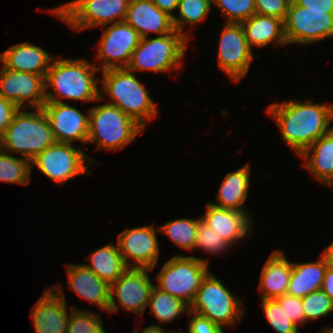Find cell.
Wrapping results in <instances>:
<instances>
[{
  "instance_id": "6da1fadb",
  "label": "cell",
  "mask_w": 333,
  "mask_h": 333,
  "mask_svg": "<svg viewBox=\"0 0 333 333\" xmlns=\"http://www.w3.org/2000/svg\"><path fill=\"white\" fill-rule=\"evenodd\" d=\"M267 114L275 120L282 139L298 156L333 127V104H316L310 99L272 103Z\"/></svg>"
},
{
  "instance_id": "7a4b0ae2",
  "label": "cell",
  "mask_w": 333,
  "mask_h": 333,
  "mask_svg": "<svg viewBox=\"0 0 333 333\" xmlns=\"http://www.w3.org/2000/svg\"><path fill=\"white\" fill-rule=\"evenodd\" d=\"M55 59L45 76L46 102L63 103V99L82 103L101 101L98 87L100 79L96 76L100 70L96 64H91L85 58Z\"/></svg>"
},
{
  "instance_id": "3957f363",
  "label": "cell",
  "mask_w": 333,
  "mask_h": 333,
  "mask_svg": "<svg viewBox=\"0 0 333 333\" xmlns=\"http://www.w3.org/2000/svg\"><path fill=\"white\" fill-rule=\"evenodd\" d=\"M102 79L100 100L108 96V104L118 107L122 112L134 119L144 129L158 113L157 107L149 91L136 74L127 68L101 71Z\"/></svg>"
},
{
  "instance_id": "277c9868",
  "label": "cell",
  "mask_w": 333,
  "mask_h": 333,
  "mask_svg": "<svg viewBox=\"0 0 333 333\" xmlns=\"http://www.w3.org/2000/svg\"><path fill=\"white\" fill-rule=\"evenodd\" d=\"M20 108L0 138V148L31 161L56 143L48 118L42 108Z\"/></svg>"
},
{
  "instance_id": "5b68a950",
  "label": "cell",
  "mask_w": 333,
  "mask_h": 333,
  "mask_svg": "<svg viewBox=\"0 0 333 333\" xmlns=\"http://www.w3.org/2000/svg\"><path fill=\"white\" fill-rule=\"evenodd\" d=\"M144 128L118 107L108 103L89 109L88 143L96 150H119L130 144Z\"/></svg>"
},
{
  "instance_id": "8992f818",
  "label": "cell",
  "mask_w": 333,
  "mask_h": 333,
  "mask_svg": "<svg viewBox=\"0 0 333 333\" xmlns=\"http://www.w3.org/2000/svg\"><path fill=\"white\" fill-rule=\"evenodd\" d=\"M188 42L177 30L155 38H141L127 69L130 72L164 73L174 69L181 72Z\"/></svg>"
},
{
  "instance_id": "52a82bcc",
  "label": "cell",
  "mask_w": 333,
  "mask_h": 333,
  "mask_svg": "<svg viewBox=\"0 0 333 333\" xmlns=\"http://www.w3.org/2000/svg\"><path fill=\"white\" fill-rule=\"evenodd\" d=\"M190 311L209 318L222 328H234L243 319L245 305L209 271L190 305Z\"/></svg>"
},
{
  "instance_id": "ba28073f",
  "label": "cell",
  "mask_w": 333,
  "mask_h": 333,
  "mask_svg": "<svg viewBox=\"0 0 333 333\" xmlns=\"http://www.w3.org/2000/svg\"><path fill=\"white\" fill-rule=\"evenodd\" d=\"M128 7L127 0H72L49 12L72 30L84 31L124 21Z\"/></svg>"
},
{
  "instance_id": "9c48e42d",
  "label": "cell",
  "mask_w": 333,
  "mask_h": 333,
  "mask_svg": "<svg viewBox=\"0 0 333 333\" xmlns=\"http://www.w3.org/2000/svg\"><path fill=\"white\" fill-rule=\"evenodd\" d=\"M208 264V258L177 254L165 262L155 277L156 286L190 306L209 272Z\"/></svg>"
},
{
  "instance_id": "30bf717a",
  "label": "cell",
  "mask_w": 333,
  "mask_h": 333,
  "mask_svg": "<svg viewBox=\"0 0 333 333\" xmlns=\"http://www.w3.org/2000/svg\"><path fill=\"white\" fill-rule=\"evenodd\" d=\"M93 161L82 146L56 142L31 160V168L36 165L45 176L61 185L78 175L92 174L88 168Z\"/></svg>"
},
{
  "instance_id": "8fae6325",
  "label": "cell",
  "mask_w": 333,
  "mask_h": 333,
  "mask_svg": "<svg viewBox=\"0 0 333 333\" xmlns=\"http://www.w3.org/2000/svg\"><path fill=\"white\" fill-rule=\"evenodd\" d=\"M284 32L288 45H311L333 38V14L307 10L291 0L284 20Z\"/></svg>"
},
{
  "instance_id": "7c38bea8",
  "label": "cell",
  "mask_w": 333,
  "mask_h": 333,
  "mask_svg": "<svg viewBox=\"0 0 333 333\" xmlns=\"http://www.w3.org/2000/svg\"><path fill=\"white\" fill-rule=\"evenodd\" d=\"M150 271L152 269L128 268L115 282L110 284L109 314L119 312V307H121L140 316L144 315L150 293L155 285L148 276Z\"/></svg>"
},
{
  "instance_id": "4fadbf2b",
  "label": "cell",
  "mask_w": 333,
  "mask_h": 333,
  "mask_svg": "<svg viewBox=\"0 0 333 333\" xmlns=\"http://www.w3.org/2000/svg\"><path fill=\"white\" fill-rule=\"evenodd\" d=\"M102 33L98 41L96 59L101 71L108 69L127 68L133 51L138 46L141 37L138 32L125 21L110 24Z\"/></svg>"
},
{
  "instance_id": "5bb4252c",
  "label": "cell",
  "mask_w": 333,
  "mask_h": 333,
  "mask_svg": "<svg viewBox=\"0 0 333 333\" xmlns=\"http://www.w3.org/2000/svg\"><path fill=\"white\" fill-rule=\"evenodd\" d=\"M221 30L218 48V66L233 82L249 72L254 60L241 23H225Z\"/></svg>"
},
{
  "instance_id": "9a60e30c",
  "label": "cell",
  "mask_w": 333,
  "mask_h": 333,
  "mask_svg": "<svg viewBox=\"0 0 333 333\" xmlns=\"http://www.w3.org/2000/svg\"><path fill=\"white\" fill-rule=\"evenodd\" d=\"M157 230L159 227L146 225L119 233L117 244L128 268H155L160 253Z\"/></svg>"
},
{
  "instance_id": "2e32d148",
  "label": "cell",
  "mask_w": 333,
  "mask_h": 333,
  "mask_svg": "<svg viewBox=\"0 0 333 333\" xmlns=\"http://www.w3.org/2000/svg\"><path fill=\"white\" fill-rule=\"evenodd\" d=\"M0 95L20 108H42L46 102L45 76L9 70H0Z\"/></svg>"
},
{
  "instance_id": "e0dca14e",
  "label": "cell",
  "mask_w": 333,
  "mask_h": 333,
  "mask_svg": "<svg viewBox=\"0 0 333 333\" xmlns=\"http://www.w3.org/2000/svg\"><path fill=\"white\" fill-rule=\"evenodd\" d=\"M42 110L48 118L56 142L74 144L80 141L83 145L87 144L89 110L84 114L65 102H45Z\"/></svg>"
},
{
  "instance_id": "ac0fdd59",
  "label": "cell",
  "mask_w": 333,
  "mask_h": 333,
  "mask_svg": "<svg viewBox=\"0 0 333 333\" xmlns=\"http://www.w3.org/2000/svg\"><path fill=\"white\" fill-rule=\"evenodd\" d=\"M61 284L46 288L37 303L31 307L36 333H66L69 309Z\"/></svg>"
},
{
  "instance_id": "d6986e66",
  "label": "cell",
  "mask_w": 333,
  "mask_h": 333,
  "mask_svg": "<svg viewBox=\"0 0 333 333\" xmlns=\"http://www.w3.org/2000/svg\"><path fill=\"white\" fill-rule=\"evenodd\" d=\"M201 219L232 247L244 242L253 231L254 221L249 212L224 209L207 203ZM248 235V237H247Z\"/></svg>"
},
{
  "instance_id": "ffe728a7",
  "label": "cell",
  "mask_w": 333,
  "mask_h": 333,
  "mask_svg": "<svg viewBox=\"0 0 333 333\" xmlns=\"http://www.w3.org/2000/svg\"><path fill=\"white\" fill-rule=\"evenodd\" d=\"M124 21L132 26L141 38L149 37L150 33L162 36L175 30L172 17L160 11L152 0H138L129 3Z\"/></svg>"
},
{
  "instance_id": "44dd1931",
  "label": "cell",
  "mask_w": 333,
  "mask_h": 333,
  "mask_svg": "<svg viewBox=\"0 0 333 333\" xmlns=\"http://www.w3.org/2000/svg\"><path fill=\"white\" fill-rule=\"evenodd\" d=\"M68 288L83 299L108 312L110 284L83 264H67Z\"/></svg>"
},
{
  "instance_id": "7402d4cb",
  "label": "cell",
  "mask_w": 333,
  "mask_h": 333,
  "mask_svg": "<svg viewBox=\"0 0 333 333\" xmlns=\"http://www.w3.org/2000/svg\"><path fill=\"white\" fill-rule=\"evenodd\" d=\"M53 57L39 45L23 42L0 54L1 64L9 69L46 76Z\"/></svg>"
},
{
  "instance_id": "603a6c76",
  "label": "cell",
  "mask_w": 333,
  "mask_h": 333,
  "mask_svg": "<svg viewBox=\"0 0 333 333\" xmlns=\"http://www.w3.org/2000/svg\"><path fill=\"white\" fill-rule=\"evenodd\" d=\"M292 262L281 250H273L261 270L259 292L261 300L275 299L287 293Z\"/></svg>"
},
{
  "instance_id": "cb8c5ba5",
  "label": "cell",
  "mask_w": 333,
  "mask_h": 333,
  "mask_svg": "<svg viewBox=\"0 0 333 333\" xmlns=\"http://www.w3.org/2000/svg\"><path fill=\"white\" fill-rule=\"evenodd\" d=\"M304 169L309 171L315 181L333 187V128L300 155Z\"/></svg>"
},
{
  "instance_id": "d4e9b609",
  "label": "cell",
  "mask_w": 333,
  "mask_h": 333,
  "mask_svg": "<svg viewBox=\"0 0 333 333\" xmlns=\"http://www.w3.org/2000/svg\"><path fill=\"white\" fill-rule=\"evenodd\" d=\"M250 176L249 162L235 171L228 172L217 192V201L211 204L224 209L248 212L244 205L251 185Z\"/></svg>"
},
{
  "instance_id": "484cf974",
  "label": "cell",
  "mask_w": 333,
  "mask_h": 333,
  "mask_svg": "<svg viewBox=\"0 0 333 333\" xmlns=\"http://www.w3.org/2000/svg\"><path fill=\"white\" fill-rule=\"evenodd\" d=\"M248 46L263 48L273 45L285 46L287 40L284 32V21L278 17L254 14L242 23Z\"/></svg>"
},
{
  "instance_id": "4316f807",
  "label": "cell",
  "mask_w": 333,
  "mask_h": 333,
  "mask_svg": "<svg viewBox=\"0 0 333 333\" xmlns=\"http://www.w3.org/2000/svg\"><path fill=\"white\" fill-rule=\"evenodd\" d=\"M326 270L327 264L321 254L319 260L314 262H292L287 294L304 298L315 290L321 289Z\"/></svg>"
},
{
  "instance_id": "83f0119b",
  "label": "cell",
  "mask_w": 333,
  "mask_h": 333,
  "mask_svg": "<svg viewBox=\"0 0 333 333\" xmlns=\"http://www.w3.org/2000/svg\"><path fill=\"white\" fill-rule=\"evenodd\" d=\"M87 259L89 264L83 265L109 284L115 282L128 269L117 243L110 242L92 251Z\"/></svg>"
},
{
  "instance_id": "f1b7e54d",
  "label": "cell",
  "mask_w": 333,
  "mask_h": 333,
  "mask_svg": "<svg viewBox=\"0 0 333 333\" xmlns=\"http://www.w3.org/2000/svg\"><path fill=\"white\" fill-rule=\"evenodd\" d=\"M148 307L151 309L150 314L159 324L174 321L184 312L187 314L190 311V306L186 302L160 290L156 285L150 293Z\"/></svg>"
},
{
  "instance_id": "f546056e",
  "label": "cell",
  "mask_w": 333,
  "mask_h": 333,
  "mask_svg": "<svg viewBox=\"0 0 333 333\" xmlns=\"http://www.w3.org/2000/svg\"><path fill=\"white\" fill-rule=\"evenodd\" d=\"M212 0H180L177 6L178 16L172 17V23L175 30L190 40L185 31V26L193 28L198 23L204 21L211 10ZM206 17V18H205Z\"/></svg>"
},
{
  "instance_id": "4dcf8cb0",
  "label": "cell",
  "mask_w": 333,
  "mask_h": 333,
  "mask_svg": "<svg viewBox=\"0 0 333 333\" xmlns=\"http://www.w3.org/2000/svg\"><path fill=\"white\" fill-rule=\"evenodd\" d=\"M31 161L0 148V182L27 185L31 182Z\"/></svg>"
},
{
  "instance_id": "1f68e13d",
  "label": "cell",
  "mask_w": 333,
  "mask_h": 333,
  "mask_svg": "<svg viewBox=\"0 0 333 333\" xmlns=\"http://www.w3.org/2000/svg\"><path fill=\"white\" fill-rule=\"evenodd\" d=\"M167 235L178 247L194 251L197 234V219L179 218L160 225L159 231Z\"/></svg>"
},
{
  "instance_id": "d6a6232c",
  "label": "cell",
  "mask_w": 333,
  "mask_h": 333,
  "mask_svg": "<svg viewBox=\"0 0 333 333\" xmlns=\"http://www.w3.org/2000/svg\"><path fill=\"white\" fill-rule=\"evenodd\" d=\"M66 333H106L100 315L71 306Z\"/></svg>"
},
{
  "instance_id": "836d02e7",
  "label": "cell",
  "mask_w": 333,
  "mask_h": 333,
  "mask_svg": "<svg viewBox=\"0 0 333 333\" xmlns=\"http://www.w3.org/2000/svg\"><path fill=\"white\" fill-rule=\"evenodd\" d=\"M231 246L218 235L216 231L211 229L203 219H197V234L194 251L203 250L210 255L224 254Z\"/></svg>"
},
{
  "instance_id": "e575fe53",
  "label": "cell",
  "mask_w": 333,
  "mask_h": 333,
  "mask_svg": "<svg viewBox=\"0 0 333 333\" xmlns=\"http://www.w3.org/2000/svg\"><path fill=\"white\" fill-rule=\"evenodd\" d=\"M220 9L226 23H242L256 14L254 0H212Z\"/></svg>"
},
{
  "instance_id": "d590c367",
  "label": "cell",
  "mask_w": 333,
  "mask_h": 333,
  "mask_svg": "<svg viewBox=\"0 0 333 333\" xmlns=\"http://www.w3.org/2000/svg\"><path fill=\"white\" fill-rule=\"evenodd\" d=\"M302 308L307 322L328 316L333 311V302L322 290H315L302 298Z\"/></svg>"
},
{
  "instance_id": "8d00e7d4",
  "label": "cell",
  "mask_w": 333,
  "mask_h": 333,
  "mask_svg": "<svg viewBox=\"0 0 333 333\" xmlns=\"http://www.w3.org/2000/svg\"><path fill=\"white\" fill-rule=\"evenodd\" d=\"M265 318L277 333H299L298 327L289 319L275 299L260 300Z\"/></svg>"
},
{
  "instance_id": "74e56055",
  "label": "cell",
  "mask_w": 333,
  "mask_h": 333,
  "mask_svg": "<svg viewBox=\"0 0 333 333\" xmlns=\"http://www.w3.org/2000/svg\"><path fill=\"white\" fill-rule=\"evenodd\" d=\"M275 300L280 304L286 315L297 327H301L307 323L302 308V298L286 293L275 298Z\"/></svg>"
},
{
  "instance_id": "f35d334b",
  "label": "cell",
  "mask_w": 333,
  "mask_h": 333,
  "mask_svg": "<svg viewBox=\"0 0 333 333\" xmlns=\"http://www.w3.org/2000/svg\"><path fill=\"white\" fill-rule=\"evenodd\" d=\"M291 0H254L256 13L285 20Z\"/></svg>"
},
{
  "instance_id": "ab89813d",
  "label": "cell",
  "mask_w": 333,
  "mask_h": 333,
  "mask_svg": "<svg viewBox=\"0 0 333 333\" xmlns=\"http://www.w3.org/2000/svg\"><path fill=\"white\" fill-rule=\"evenodd\" d=\"M187 315L189 317L187 333H225L224 328L212 322L209 318L192 311H189Z\"/></svg>"
},
{
  "instance_id": "60d3db41",
  "label": "cell",
  "mask_w": 333,
  "mask_h": 333,
  "mask_svg": "<svg viewBox=\"0 0 333 333\" xmlns=\"http://www.w3.org/2000/svg\"><path fill=\"white\" fill-rule=\"evenodd\" d=\"M20 107L0 95V138L11 124Z\"/></svg>"
},
{
  "instance_id": "b9f144b4",
  "label": "cell",
  "mask_w": 333,
  "mask_h": 333,
  "mask_svg": "<svg viewBox=\"0 0 333 333\" xmlns=\"http://www.w3.org/2000/svg\"><path fill=\"white\" fill-rule=\"evenodd\" d=\"M296 5L307 8V10L326 11L333 14V0H292Z\"/></svg>"
},
{
  "instance_id": "7bdbcfd3",
  "label": "cell",
  "mask_w": 333,
  "mask_h": 333,
  "mask_svg": "<svg viewBox=\"0 0 333 333\" xmlns=\"http://www.w3.org/2000/svg\"><path fill=\"white\" fill-rule=\"evenodd\" d=\"M180 0H152L154 5L160 10L173 17V11L177 10Z\"/></svg>"
},
{
  "instance_id": "ee69618b",
  "label": "cell",
  "mask_w": 333,
  "mask_h": 333,
  "mask_svg": "<svg viewBox=\"0 0 333 333\" xmlns=\"http://www.w3.org/2000/svg\"><path fill=\"white\" fill-rule=\"evenodd\" d=\"M321 289L330 297L333 302V269L327 267Z\"/></svg>"
},
{
  "instance_id": "f6af8a7d",
  "label": "cell",
  "mask_w": 333,
  "mask_h": 333,
  "mask_svg": "<svg viewBox=\"0 0 333 333\" xmlns=\"http://www.w3.org/2000/svg\"><path fill=\"white\" fill-rule=\"evenodd\" d=\"M321 255L324 257L327 267L333 269V241L325 248Z\"/></svg>"
},
{
  "instance_id": "bcb514c9",
  "label": "cell",
  "mask_w": 333,
  "mask_h": 333,
  "mask_svg": "<svg viewBox=\"0 0 333 333\" xmlns=\"http://www.w3.org/2000/svg\"><path fill=\"white\" fill-rule=\"evenodd\" d=\"M132 333H139V330L137 329L133 330ZM141 333H169V332H166L165 329H163L161 326L153 324L151 326L144 327ZM170 333L172 332L170 331Z\"/></svg>"
},
{
  "instance_id": "7dc6e473",
  "label": "cell",
  "mask_w": 333,
  "mask_h": 333,
  "mask_svg": "<svg viewBox=\"0 0 333 333\" xmlns=\"http://www.w3.org/2000/svg\"><path fill=\"white\" fill-rule=\"evenodd\" d=\"M320 333H333V326L331 327L326 326L324 329L321 330Z\"/></svg>"
},
{
  "instance_id": "c3c4849f",
  "label": "cell",
  "mask_w": 333,
  "mask_h": 333,
  "mask_svg": "<svg viewBox=\"0 0 333 333\" xmlns=\"http://www.w3.org/2000/svg\"><path fill=\"white\" fill-rule=\"evenodd\" d=\"M172 333H187L186 331H172Z\"/></svg>"
},
{
  "instance_id": "681fc988",
  "label": "cell",
  "mask_w": 333,
  "mask_h": 333,
  "mask_svg": "<svg viewBox=\"0 0 333 333\" xmlns=\"http://www.w3.org/2000/svg\"><path fill=\"white\" fill-rule=\"evenodd\" d=\"M129 3H132V2H135V1H138V0H127Z\"/></svg>"
}]
</instances>
